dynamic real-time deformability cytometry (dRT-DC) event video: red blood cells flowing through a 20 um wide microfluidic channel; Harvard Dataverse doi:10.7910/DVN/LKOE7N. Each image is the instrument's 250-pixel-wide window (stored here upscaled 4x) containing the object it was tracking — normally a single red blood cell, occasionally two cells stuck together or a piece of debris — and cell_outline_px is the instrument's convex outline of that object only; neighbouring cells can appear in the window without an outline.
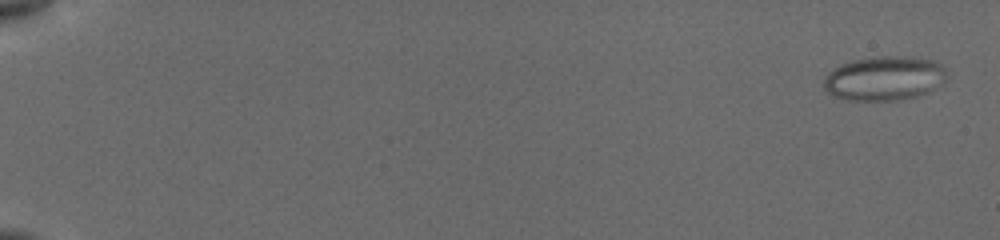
{"species": "common noctule bat (a hibernating species)", "species_latin": "Nyctalus noctula", "temperature_condition": "cold", "stored_images_in_passage": 53, "camera_frame_rate_fps": 3000, "um_per_image_px": 0.085, "animal": {"sex": "female", "body_mass_g": 19.5, "forearm_length_mm": 54.1}, "frame": {"image": 1, "passage_image": 2, "time_ms": 0.333, "image_size_px": [1000, 240], "cell_outline_px": [[944, 80], [940, 84], [928, 92], [916, 96], [900, 100], [848, 100], [832, 96], [824, 88], [824, 80], [828, 72], [844, 64], [856, 60], [884, 56], [912, 56], [932, 60], [940, 64], [944, 68]], "centroid_in_image_um": [75.16, 6.67], "position_along_channel_um": 9.8, "area_um2": 31.33}}
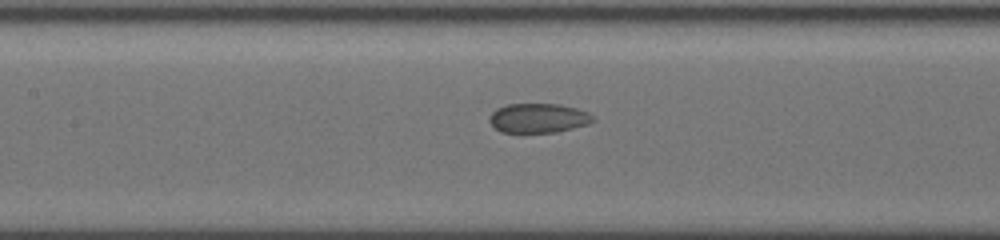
{"frame": {"image": 2, "passage_image": 32, "time_ms": 9.333, "image_size_px": [1000, 240], "cell_outline_px": [[592, 120], [588, 124], [556, 132], [500, 132], [488, 120], [492, 112], [496, 108], [508, 104], [556, 104], [576, 108], [588, 112], [592, 116]], "centroid_in_image_um": [45.72, 10.03], "position_along_channel_um": 161.7, "area_um2": 17.51}}
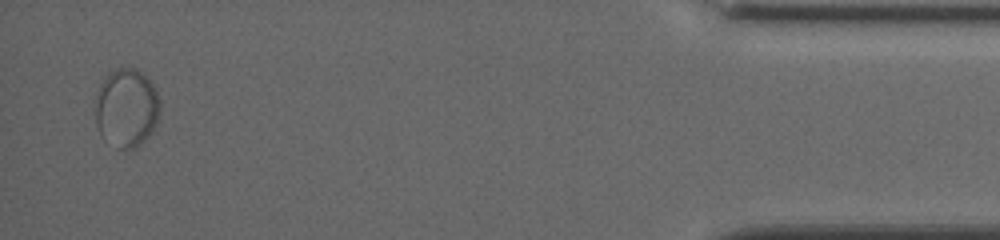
{"frame": {"image": 3, "passage_image": 53, "time_ms": 18.0, "image_size_px": [1000, 240], "cell_outline_px": [[160, 112], [156, 124], [152, 132], [144, 140], [132, 148], [120, 148], [100, 136], [96, 120], [96, 108], [100, 84], [112, 72], [120, 68], [132, 68], [140, 72], [152, 84], [160, 100]], "centroid_in_image_um": [10.78, 9.19], "position_along_channel_um": 424.4, "area_um2": 28.9}}